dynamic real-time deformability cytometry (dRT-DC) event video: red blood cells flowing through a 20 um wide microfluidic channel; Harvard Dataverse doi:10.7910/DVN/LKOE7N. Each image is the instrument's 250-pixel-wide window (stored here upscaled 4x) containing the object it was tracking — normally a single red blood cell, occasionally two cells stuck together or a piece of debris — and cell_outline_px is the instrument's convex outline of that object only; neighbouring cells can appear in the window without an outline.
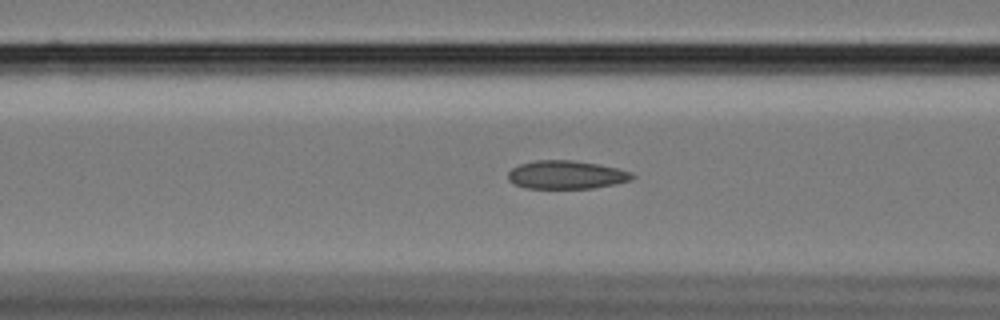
{"species": "Egyptian fruit bat (a non-hibernating species)", "species_latin": "Rousettus aegyptiacus", "temperature_condition": "cold", "stored_images_in_passage": 57, "camera_frame_rate_fps": 3000, "um_per_image_px": 0.085, "animal": {"sex": "female"}, "frame": {"image": 1, "passage_image": 22, "time_ms": 7.0, "image_size_px": [1000, 320], "cell_outline_px": [[636, 176], [632, 180], [616, 184], [592, 188], [524, 188], [508, 180], [508, 172], [512, 168], [520, 164], [536, 160], [572, 160], [600, 164], [632, 172]], "centroid_in_image_um": [48.16, 14.85], "position_along_channel_um": 118.4, "area_um2": 20.58}}
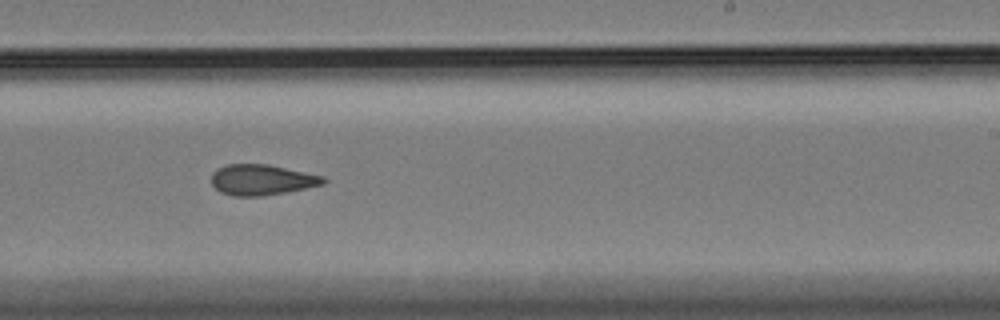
{"frame": {"image": 2, "passage_image": 35, "time_ms": 11.333, "image_size_px": [1000, 320], "cell_outline_px": [[328, 180], [324, 184], [284, 192], [260, 196], [232, 196], [220, 192], [212, 184], [212, 172], [216, 168], [228, 164], [268, 164], [324, 176]], "centroid_in_image_um": [22.23, 15.27], "position_along_channel_um": 266.8, "area_um2": 19.94}}
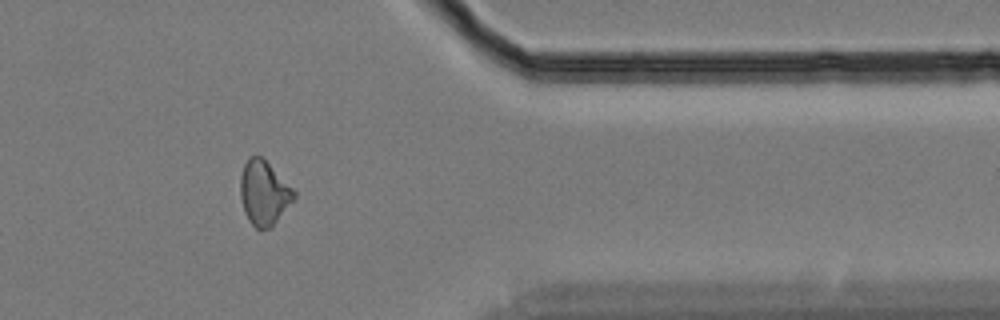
{"frame": {"image": 3, "passage_image": 47, "time_ms": 15.333, "image_size_px": [1000, 320], "cell_outline_px": [[296, 196], [276, 220], [268, 228], [260, 232], [248, 220], [244, 212], [240, 196], [240, 176], [244, 164], [248, 156], [260, 156], [296, 192]], "centroid_in_image_um": [22.38, 16.41], "position_along_channel_um": 389.0, "area_um2": 19.71}, "authors_computed_cell_mechanics": {"area_um2": 20.3456, "velocity_mm_per_s": 3.4292, "shape_relaxation_time_tau1_ms": null, "shape_relaxation_time_tau2_ms": 3.6523, "deformation_change_tau1": null, "deformation_change_tau2": 0.0992}}